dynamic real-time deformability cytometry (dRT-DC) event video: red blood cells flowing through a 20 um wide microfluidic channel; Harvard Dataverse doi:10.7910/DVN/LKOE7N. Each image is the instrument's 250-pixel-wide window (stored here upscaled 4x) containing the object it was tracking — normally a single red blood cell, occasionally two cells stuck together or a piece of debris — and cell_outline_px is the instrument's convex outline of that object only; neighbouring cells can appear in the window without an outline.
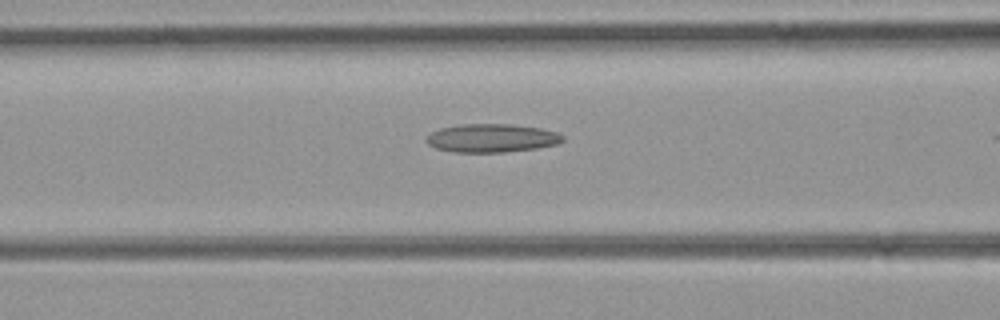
{"species": "common noctule bat (a hibernating species)", "species_latin": "Nyctalus noctula", "temperature_condition": "room temperature", "stored_images_in_passage": 10, "camera_frame_rate_fps": 3000, "um_per_image_px": 0.085, "animal": {"sex": "female", "body_mass_g": 21.9}, "frame": {"image": 1, "passage_image": 9, "time_ms": 2.667, "image_size_px": [1000, 320], "cell_outline_px": [[564, 140], [556, 144], [536, 148], [504, 152], [452, 152], [436, 148], [428, 144], [424, 140], [432, 132], [440, 128], [464, 124], [508, 124], [540, 128], [556, 132], [564, 136]], "centroid_in_image_um": [41.78, 11.74], "position_along_channel_um": 124.8, "area_um2": 22.43}}